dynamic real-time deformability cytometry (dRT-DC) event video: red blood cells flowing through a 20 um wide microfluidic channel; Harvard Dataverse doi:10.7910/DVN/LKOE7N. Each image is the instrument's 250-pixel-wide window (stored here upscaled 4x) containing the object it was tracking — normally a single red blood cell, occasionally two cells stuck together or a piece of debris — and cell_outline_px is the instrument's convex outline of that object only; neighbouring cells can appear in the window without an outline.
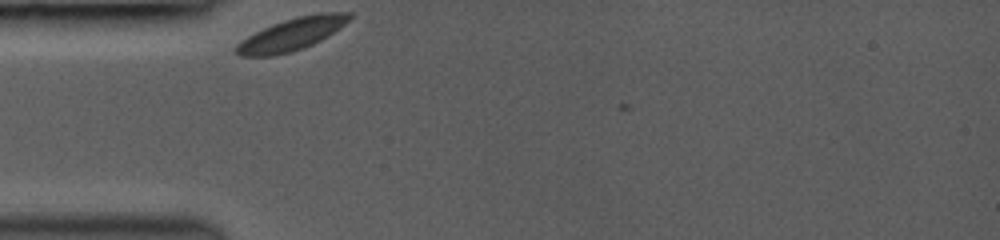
{"species": "common noctule bat (a hibernating species)", "species_latin": "Nyctalus noctula", "temperature_condition": "room temperature", "stored_images_in_passage": 2, "camera_frame_rate_fps": 3000, "um_per_image_px": 0.085, "animal": {"sex": "female", "body_mass_g": 19.0, "forearm_length_mm": 53.3}, "frame": {"image": 1, "passage_image": 1, "time_ms": 0.0, "image_size_px": [1000, 240], "cell_outline_px": [[352, 16], [344, 24], [320, 40], [312, 44], [292, 52], [272, 56], [240, 56], [236, 52], [236, 44], [240, 40], [272, 24], [284, 20], [300, 16], [320, 12], [352, 12]], "centroid_in_image_um": [24.78, 2.91], "position_along_channel_um": 60.2, "area_um2": 20.98}}
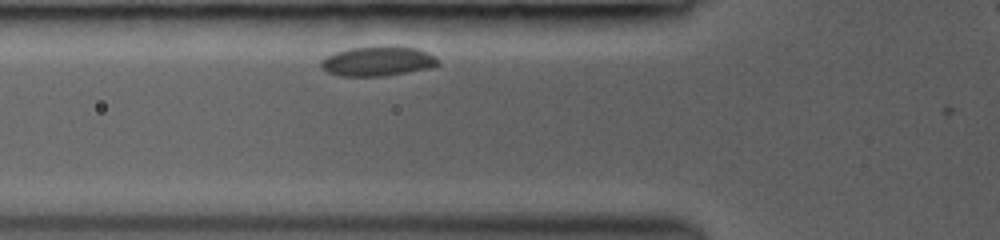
{"frame": {"image": 2, "passage_image": 2, "time_ms": 1.0, "image_size_px": [1000, 240], "cell_outline_px": [[440, 64], [432, 68], [384, 76], [340, 76], [328, 72], [320, 68], [320, 60], [336, 52], [352, 48], [388, 44], [416, 48], [440, 60]], "centroid_in_image_um": [32.11, 5.19], "position_along_channel_um": 93.7, "area_um2": 20.52}}